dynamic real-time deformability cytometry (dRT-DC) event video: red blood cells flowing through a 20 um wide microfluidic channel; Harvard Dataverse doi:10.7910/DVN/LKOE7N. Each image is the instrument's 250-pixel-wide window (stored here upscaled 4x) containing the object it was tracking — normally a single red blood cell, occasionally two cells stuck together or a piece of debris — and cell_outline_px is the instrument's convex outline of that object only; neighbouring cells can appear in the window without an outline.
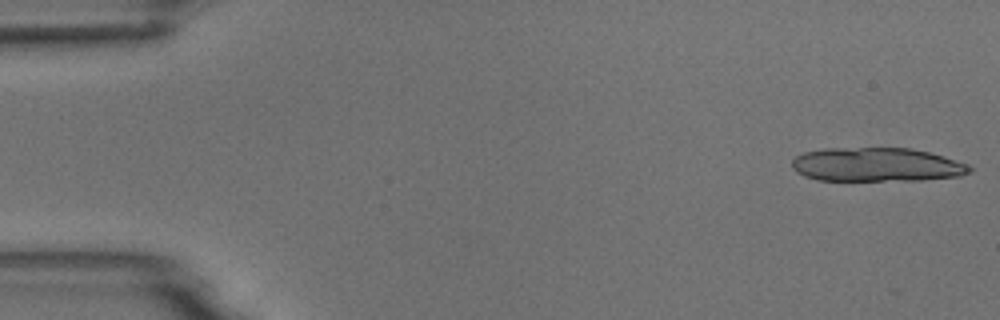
{"species": "common noctule bat (a hibernating species)", "species_latin": "Nyctalus noctula", "temperature_condition": "room temperature", "stored_images_in_passage": 4, "camera_frame_rate_fps": 3000, "um_per_image_px": 0.085, "animal": {"sex": "male", "body_mass_g": 18.8}, "frame": {"image": 1, "passage_image": 1, "time_ms": 0.0, "image_size_px": [1000, 320], "cell_outline_px": [[972, 172], [960, 176], [924, 180], [820, 180], [804, 176], [796, 172], [792, 168], [792, 160], [796, 156], [804, 152], [824, 148], [912, 148], [944, 156], [968, 164], [972, 168]], "centroid_in_image_um": [74.53, 13.99], "position_along_channel_um": 10.5, "area_um2": 35.26}}